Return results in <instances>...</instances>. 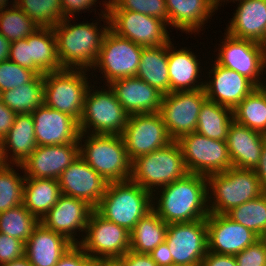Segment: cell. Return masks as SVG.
<instances>
[{"label":"cell","mask_w":266,"mask_h":266,"mask_svg":"<svg viewBox=\"0 0 266 266\" xmlns=\"http://www.w3.org/2000/svg\"><path fill=\"white\" fill-rule=\"evenodd\" d=\"M211 81H205L207 100L234 109L257 86L238 72L218 65L209 70ZM211 74L213 76H211Z\"/></svg>","instance_id":"obj_22"},{"label":"cell","mask_w":266,"mask_h":266,"mask_svg":"<svg viewBox=\"0 0 266 266\" xmlns=\"http://www.w3.org/2000/svg\"><path fill=\"white\" fill-rule=\"evenodd\" d=\"M30 61L43 73L60 71L63 68L57 55L56 35L51 27H40L27 38Z\"/></svg>","instance_id":"obj_32"},{"label":"cell","mask_w":266,"mask_h":266,"mask_svg":"<svg viewBox=\"0 0 266 266\" xmlns=\"http://www.w3.org/2000/svg\"><path fill=\"white\" fill-rule=\"evenodd\" d=\"M108 10H129L161 19L168 25L165 0H109Z\"/></svg>","instance_id":"obj_42"},{"label":"cell","mask_w":266,"mask_h":266,"mask_svg":"<svg viewBox=\"0 0 266 266\" xmlns=\"http://www.w3.org/2000/svg\"><path fill=\"white\" fill-rule=\"evenodd\" d=\"M94 262L78 244H74L56 266H91Z\"/></svg>","instance_id":"obj_47"},{"label":"cell","mask_w":266,"mask_h":266,"mask_svg":"<svg viewBox=\"0 0 266 266\" xmlns=\"http://www.w3.org/2000/svg\"><path fill=\"white\" fill-rule=\"evenodd\" d=\"M0 266H32V265L30 264V262L28 261V259L24 255L19 259H16V260L9 262V263L2 264Z\"/></svg>","instance_id":"obj_55"},{"label":"cell","mask_w":266,"mask_h":266,"mask_svg":"<svg viewBox=\"0 0 266 266\" xmlns=\"http://www.w3.org/2000/svg\"><path fill=\"white\" fill-rule=\"evenodd\" d=\"M105 86L108 90L101 88L94 91V85L89 87L79 121L80 134L121 135L124 131L129 114L109 85Z\"/></svg>","instance_id":"obj_7"},{"label":"cell","mask_w":266,"mask_h":266,"mask_svg":"<svg viewBox=\"0 0 266 266\" xmlns=\"http://www.w3.org/2000/svg\"><path fill=\"white\" fill-rule=\"evenodd\" d=\"M73 245L64 235L39 222L25 243V256L32 266H56Z\"/></svg>","instance_id":"obj_24"},{"label":"cell","mask_w":266,"mask_h":266,"mask_svg":"<svg viewBox=\"0 0 266 266\" xmlns=\"http://www.w3.org/2000/svg\"><path fill=\"white\" fill-rule=\"evenodd\" d=\"M58 182L62 195L84 200L94 209L108 185L80 156L61 173Z\"/></svg>","instance_id":"obj_19"},{"label":"cell","mask_w":266,"mask_h":266,"mask_svg":"<svg viewBox=\"0 0 266 266\" xmlns=\"http://www.w3.org/2000/svg\"><path fill=\"white\" fill-rule=\"evenodd\" d=\"M149 255L158 266L173 265V258L170 253L169 245L166 241L159 244L151 253H149Z\"/></svg>","instance_id":"obj_51"},{"label":"cell","mask_w":266,"mask_h":266,"mask_svg":"<svg viewBox=\"0 0 266 266\" xmlns=\"http://www.w3.org/2000/svg\"><path fill=\"white\" fill-rule=\"evenodd\" d=\"M2 140L6 162L22 164L37 147L32 115L17 114L13 126ZM9 151H12L11 156Z\"/></svg>","instance_id":"obj_29"},{"label":"cell","mask_w":266,"mask_h":266,"mask_svg":"<svg viewBox=\"0 0 266 266\" xmlns=\"http://www.w3.org/2000/svg\"><path fill=\"white\" fill-rule=\"evenodd\" d=\"M107 14L109 28L139 46H160L171 40L167 24L161 19L129 10H108Z\"/></svg>","instance_id":"obj_16"},{"label":"cell","mask_w":266,"mask_h":266,"mask_svg":"<svg viewBox=\"0 0 266 266\" xmlns=\"http://www.w3.org/2000/svg\"><path fill=\"white\" fill-rule=\"evenodd\" d=\"M225 35L215 62L247 77L257 87L265 86L259 77L261 72L266 73V50L263 45L253 40L232 37L227 32Z\"/></svg>","instance_id":"obj_12"},{"label":"cell","mask_w":266,"mask_h":266,"mask_svg":"<svg viewBox=\"0 0 266 266\" xmlns=\"http://www.w3.org/2000/svg\"><path fill=\"white\" fill-rule=\"evenodd\" d=\"M111 264L112 266H158L149 254L137 253L131 250Z\"/></svg>","instance_id":"obj_48"},{"label":"cell","mask_w":266,"mask_h":266,"mask_svg":"<svg viewBox=\"0 0 266 266\" xmlns=\"http://www.w3.org/2000/svg\"><path fill=\"white\" fill-rule=\"evenodd\" d=\"M86 73L87 70L84 69H62L45 73L44 104L74 117L79 122L90 87Z\"/></svg>","instance_id":"obj_8"},{"label":"cell","mask_w":266,"mask_h":266,"mask_svg":"<svg viewBox=\"0 0 266 266\" xmlns=\"http://www.w3.org/2000/svg\"><path fill=\"white\" fill-rule=\"evenodd\" d=\"M16 115L0 100V137L2 139L13 126Z\"/></svg>","instance_id":"obj_52"},{"label":"cell","mask_w":266,"mask_h":266,"mask_svg":"<svg viewBox=\"0 0 266 266\" xmlns=\"http://www.w3.org/2000/svg\"><path fill=\"white\" fill-rule=\"evenodd\" d=\"M225 215L259 236L266 229V193L231 209Z\"/></svg>","instance_id":"obj_39"},{"label":"cell","mask_w":266,"mask_h":266,"mask_svg":"<svg viewBox=\"0 0 266 266\" xmlns=\"http://www.w3.org/2000/svg\"><path fill=\"white\" fill-rule=\"evenodd\" d=\"M91 266H112L109 262H94Z\"/></svg>","instance_id":"obj_59"},{"label":"cell","mask_w":266,"mask_h":266,"mask_svg":"<svg viewBox=\"0 0 266 266\" xmlns=\"http://www.w3.org/2000/svg\"><path fill=\"white\" fill-rule=\"evenodd\" d=\"M168 224L152 209L144 215L130 232V250L151 253L165 241Z\"/></svg>","instance_id":"obj_33"},{"label":"cell","mask_w":266,"mask_h":266,"mask_svg":"<svg viewBox=\"0 0 266 266\" xmlns=\"http://www.w3.org/2000/svg\"><path fill=\"white\" fill-rule=\"evenodd\" d=\"M263 45V47L265 48L266 50V36H265V40L261 43Z\"/></svg>","instance_id":"obj_61"},{"label":"cell","mask_w":266,"mask_h":266,"mask_svg":"<svg viewBox=\"0 0 266 266\" xmlns=\"http://www.w3.org/2000/svg\"><path fill=\"white\" fill-rule=\"evenodd\" d=\"M79 143L80 157L108 183L130 179L132 161L121 135L80 134Z\"/></svg>","instance_id":"obj_4"},{"label":"cell","mask_w":266,"mask_h":266,"mask_svg":"<svg viewBox=\"0 0 266 266\" xmlns=\"http://www.w3.org/2000/svg\"><path fill=\"white\" fill-rule=\"evenodd\" d=\"M136 77L163 94L170 93L168 43L160 46L143 47Z\"/></svg>","instance_id":"obj_30"},{"label":"cell","mask_w":266,"mask_h":266,"mask_svg":"<svg viewBox=\"0 0 266 266\" xmlns=\"http://www.w3.org/2000/svg\"><path fill=\"white\" fill-rule=\"evenodd\" d=\"M61 195L58 180L26 177L22 204L31 214L41 220L57 203Z\"/></svg>","instance_id":"obj_31"},{"label":"cell","mask_w":266,"mask_h":266,"mask_svg":"<svg viewBox=\"0 0 266 266\" xmlns=\"http://www.w3.org/2000/svg\"><path fill=\"white\" fill-rule=\"evenodd\" d=\"M40 220L23 204L0 213V233L7 234L26 243Z\"/></svg>","instance_id":"obj_37"},{"label":"cell","mask_w":266,"mask_h":266,"mask_svg":"<svg viewBox=\"0 0 266 266\" xmlns=\"http://www.w3.org/2000/svg\"><path fill=\"white\" fill-rule=\"evenodd\" d=\"M8 8V9H7ZM0 10V33L10 42L25 39L40 28L16 4Z\"/></svg>","instance_id":"obj_38"},{"label":"cell","mask_w":266,"mask_h":266,"mask_svg":"<svg viewBox=\"0 0 266 266\" xmlns=\"http://www.w3.org/2000/svg\"><path fill=\"white\" fill-rule=\"evenodd\" d=\"M11 164L0 167V213L22 204L25 176Z\"/></svg>","instance_id":"obj_41"},{"label":"cell","mask_w":266,"mask_h":266,"mask_svg":"<svg viewBox=\"0 0 266 266\" xmlns=\"http://www.w3.org/2000/svg\"><path fill=\"white\" fill-rule=\"evenodd\" d=\"M143 47L117 35L110 28L105 33L97 60L93 65L110 84L120 78L136 77Z\"/></svg>","instance_id":"obj_11"},{"label":"cell","mask_w":266,"mask_h":266,"mask_svg":"<svg viewBox=\"0 0 266 266\" xmlns=\"http://www.w3.org/2000/svg\"><path fill=\"white\" fill-rule=\"evenodd\" d=\"M208 251L220 255H237L258 240V235L225 214L209 213L206 218Z\"/></svg>","instance_id":"obj_18"},{"label":"cell","mask_w":266,"mask_h":266,"mask_svg":"<svg viewBox=\"0 0 266 266\" xmlns=\"http://www.w3.org/2000/svg\"><path fill=\"white\" fill-rule=\"evenodd\" d=\"M258 237H259L258 240L263 244L266 250V229L263 230Z\"/></svg>","instance_id":"obj_57"},{"label":"cell","mask_w":266,"mask_h":266,"mask_svg":"<svg viewBox=\"0 0 266 266\" xmlns=\"http://www.w3.org/2000/svg\"><path fill=\"white\" fill-rule=\"evenodd\" d=\"M38 74L9 59L0 62V92L31 82Z\"/></svg>","instance_id":"obj_43"},{"label":"cell","mask_w":266,"mask_h":266,"mask_svg":"<svg viewBox=\"0 0 266 266\" xmlns=\"http://www.w3.org/2000/svg\"><path fill=\"white\" fill-rule=\"evenodd\" d=\"M94 208L84 200L61 195L57 203L40 220L46 228L64 235L73 244L78 231H86V226ZM78 230V231H77ZM77 240V241H76Z\"/></svg>","instance_id":"obj_21"},{"label":"cell","mask_w":266,"mask_h":266,"mask_svg":"<svg viewBox=\"0 0 266 266\" xmlns=\"http://www.w3.org/2000/svg\"><path fill=\"white\" fill-rule=\"evenodd\" d=\"M61 2V10H62V18L68 19L75 16L77 12L90 9L97 0H60ZM90 7V8H89ZM75 13V14H74Z\"/></svg>","instance_id":"obj_49"},{"label":"cell","mask_w":266,"mask_h":266,"mask_svg":"<svg viewBox=\"0 0 266 266\" xmlns=\"http://www.w3.org/2000/svg\"><path fill=\"white\" fill-rule=\"evenodd\" d=\"M233 120L266 135V85L256 87L233 109Z\"/></svg>","instance_id":"obj_36"},{"label":"cell","mask_w":266,"mask_h":266,"mask_svg":"<svg viewBox=\"0 0 266 266\" xmlns=\"http://www.w3.org/2000/svg\"><path fill=\"white\" fill-rule=\"evenodd\" d=\"M152 198V193L130 179L109 182L94 210L105 220L131 232L136 223L153 209Z\"/></svg>","instance_id":"obj_3"},{"label":"cell","mask_w":266,"mask_h":266,"mask_svg":"<svg viewBox=\"0 0 266 266\" xmlns=\"http://www.w3.org/2000/svg\"><path fill=\"white\" fill-rule=\"evenodd\" d=\"M235 258L238 266H266V250L259 240L235 255Z\"/></svg>","instance_id":"obj_45"},{"label":"cell","mask_w":266,"mask_h":266,"mask_svg":"<svg viewBox=\"0 0 266 266\" xmlns=\"http://www.w3.org/2000/svg\"><path fill=\"white\" fill-rule=\"evenodd\" d=\"M229 24L226 32L230 36L262 43L266 36V0H239Z\"/></svg>","instance_id":"obj_26"},{"label":"cell","mask_w":266,"mask_h":266,"mask_svg":"<svg viewBox=\"0 0 266 266\" xmlns=\"http://www.w3.org/2000/svg\"><path fill=\"white\" fill-rule=\"evenodd\" d=\"M233 122V109L206 100L201 106L195 132L210 139L226 141Z\"/></svg>","instance_id":"obj_34"},{"label":"cell","mask_w":266,"mask_h":266,"mask_svg":"<svg viewBox=\"0 0 266 266\" xmlns=\"http://www.w3.org/2000/svg\"><path fill=\"white\" fill-rule=\"evenodd\" d=\"M11 42L0 33V62L8 60Z\"/></svg>","instance_id":"obj_54"},{"label":"cell","mask_w":266,"mask_h":266,"mask_svg":"<svg viewBox=\"0 0 266 266\" xmlns=\"http://www.w3.org/2000/svg\"><path fill=\"white\" fill-rule=\"evenodd\" d=\"M37 146L79 143V122L72 116L45 104L31 113Z\"/></svg>","instance_id":"obj_20"},{"label":"cell","mask_w":266,"mask_h":266,"mask_svg":"<svg viewBox=\"0 0 266 266\" xmlns=\"http://www.w3.org/2000/svg\"><path fill=\"white\" fill-rule=\"evenodd\" d=\"M168 25L188 32H198L215 11L211 0H165ZM203 25V26H202Z\"/></svg>","instance_id":"obj_28"},{"label":"cell","mask_w":266,"mask_h":266,"mask_svg":"<svg viewBox=\"0 0 266 266\" xmlns=\"http://www.w3.org/2000/svg\"><path fill=\"white\" fill-rule=\"evenodd\" d=\"M265 140L266 135L233 120L226 138L232 167L254 170L259 164Z\"/></svg>","instance_id":"obj_25"},{"label":"cell","mask_w":266,"mask_h":266,"mask_svg":"<svg viewBox=\"0 0 266 266\" xmlns=\"http://www.w3.org/2000/svg\"><path fill=\"white\" fill-rule=\"evenodd\" d=\"M207 100L205 89L170 92L163 95L160 114L173 141L195 132L201 106Z\"/></svg>","instance_id":"obj_13"},{"label":"cell","mask_w":266,"mask_h":266,"mask_svg":"<svg viewBox=\"0 0 266 266\" xmlns=\"http://www.w3.org/2000/svg\"><path fill=\"white\" fill-rule=\"evenodd\" d=\"M257 175L263 193H266V140L262 146V153L259 164L254 169Z\"/></svg>","instance_id":"obj_53"},{"label":"cell","mask_w":266,"mask_h":266,"mask_svg":"<svg viewBox=\"0 0 266 266\" xmlns=\"http://www.w3.org/2000/svg\"><path fill=\"white\" fill-rule=\"evenodd\" d=\"M107 2V3H106ZM100 14L108 26L98 28V22L74 23L71 18L63 19L53 30L56 35L57 55L63 69H84L90 71L101 49L103 37L109 29L108 4ZM97 25V26H96Z\"/></svg>","instance_id":"obj_2"},{"label":"cell","mask_w":266,"mask_h":266,"mask_svg":"<svg viewBox=\"0 0 266 266\" xmlns=\"http://www.w3.org/2000/svg\"><path fill=\"white\" fill-rule=\"evenodd\" d=\"M1 101L16 114H31L44 104L43 75L31 82L1 92Z\"/></svg>","instance_id":"obj_35"},{"label":"cell","mask_w":266,"mask_h":266,"mask_svg":"<svg viewBox=\"0 0 266 266\" xmlns=\"http://www.w3.org/2000/svg\"><path fill=\"white\" fill-rule=\"evenodd\" d=\"M38 26L53 27L63 20L60 0H15Z\"/></svg>","instance_id":"obj_40"},{"label":"cell","mask_w":266,"mask_h":266,"mask_svg":"<svg viewBox=\"0 0 266 266\" xmlns=\"http://www.w3.org/2000/svg\"><path fill=\"white\" fill-rule=\"evenodd\" d=\"M8 162H6L5 158H4V153H3V140L0 137V167L7 165Z\"/></svg>","instance_id":"obj_56"},{"label":"cell","mask_w":266,"mask_h":266,"mask_svg":"<svg viewBox=\"0 0 266 266\" xmlns=\"http://www.w3.org/2000/svg\"><path fill=\"white\" fill-rule=\"evenodd\" d=\"M106 85L129 115L160 112L164 94L142 79L120 78Z\"/></svg>","instance_id":"obj_23"},{"label":"cell","mask_w":266,"mask_h":266,"mask_svg":"<svg viewBox=\"0 0 266 266\" xmlns=\"http://www.w3.org/2000/svg\"><path fill=\"white\" fill-rule=\"evenodd\" d=\"M9 0H0V10L5 9L6 6H8Z\"/></svg>","instance_id":"obj_60"},{"label":"cell","mask_w":266,"mask_h":266,"mask_svg":"<svg viewBox=\"0 0 266 266\" xmlns=\"http://www.w3.org/2000/svg\"><path fill=\"white\" fill-rule=\"evenodd\" d=\"M11 62L24 68L35 71L38 75H44L31 61L27 39L11 42L9 58Z\"/></svg>","instance_id":"obj_46"},{"label":"cell","mask_w":266,"mask_h":266,"mask_svg":"<svg viewBox=\"0 0 266 266\" xmlns=\"http://www.w3.org/2000/svg\"><path fill=\"white\" fill-rule=\"evenodd\" d=\"M222 1L225 2V0H211V3H212V5H213V7L215 8V10L218 9V6H219V5L221 6V3H220V2H222ZM226 1H228V0H226ZM230 1H232V0H230ZM234 1H239V0H233V2H234Z\"/></svg>","instance_id":"obj_58"},{"label":"cell","mask_w":266,"mask_h":266,"mask_svg":"<svg viewBox=\"0 0 266 266\" xmlns=\"http://www.w3.org/2000/svg\"><path fill=\"white\" fill-rule=\"evenodd\" d=\"M187 173L181 147L177 141H172L132 160L130 180L155 196V189L171 184Z\"/></svg>","instance_id":"obj_5"},{"label":"cell","mask_w":266,"mask_h":266,"mask_svg":"<svg viewBox=\"0 0 266 266\" xmlns=\"http://www.w3.org/2000/svg\"><path fill=\"white\" fill-rule=\"evenodd\" d=\"M207 180L208 194L212 192L214 196L208 195L209 213L226 214L263 194L259 179L252 169L231 167L224 172L208 175Z\"/></svg>","instance_id":"obj_6"},{"label":"cell","mask_w":266,"mask_h":266,"mask_svg":"<svg viewBox=\"0 0 266 266\" xmlns=\"http://www.w3.org/2000/svg\"><path fill=\"white\" fill-rule=\"evenodd\" d=\"M80 143L37 146L22 164L16 167L24 170L30 178L58 180L61 173L80 156Z\"/></svg>","instance_id":"obj_17"},{"label":"cell","mask_w":266,"mask_h":266,"mask_svg":"<svg viewBox=\"0 0 266 266\" xmlns=\"http://www.w3.org/2000/svg\"><path fill=\"white\" fill-rule=\"evenodd\" d=\"M200 266H238V264L233 255H220L208 251Z\"/></svg>","instance_id":"obj_50"},{"label":"cell","mask_w":266,"mask_h":266,"mask_svg":"<svg viewBox=\"0 0 266 266\" xmlns=\"http://www.w3.org/2000/svg\"><path fill=\"white\" fill-rule=\"evenodd\" d=\"M165 241L173 265L200 266L208 252L206 219L168 224Z\"/></svg>","instance_id":"obj_15"},{"label":"cell","mask_w":266,"mask_h":266,"mask_svg":"<svg viewBox=\"0 0 266 266\" xmlns=\"http://www.w3.org/2000/svg\"><path fill=\"white\" fill-rule=\"evenodd\" d=\"M200 62L192 51H175L171 40L168 42V69L170 92L195 91L203 89L205 82H198ZM196 83V84H195Z\"/></svg>","instance_id":"obj_27"},{"label":"cell","mask_w":266,"mask_h":266,"mask_svg":"<svg viewBox=\"0 0 266 266\" xmlns=\"http://www.w3.org/2000/svg\"><path fill=\"white\" fill-rule=\"evenodd\" d=\"M121 136L131 161L173 141L160 112L129 115Z\"/></svg>","instance_id":"obj_14"},{"label":"cell","mask_w":266,"mask_h":266,"mask_svg":"<svg viewBox=\"0 0 266 266\" xmlns=\"http://www.w3.org/2000/svg\"><path fill=\"white\" fill-rule=\"evenodd\" d=\"M24 255V242L7 234L0 233V265L12 262Z\"/></svg>","instance_id":"obj_44"},{"label":"cell","mask_w":266,"mask_h":266,"mask_svg":"<svg viewBox=\"0 0 266 266\" xmlns=\"http://www.w3.org/2000/svg\"><path fill=\"white\" fill-rule=\"evenodd\" d=\"M85 233L78 245L95 262L112 263L130 250V232L105 220L95 210L89 217Z\"/></svg>","instance_id":"obj_9"},{"label":"cell","mask_w":266,"mask_h":266,"mask_svg":"<svg viewBox=\"0 0 266 266\" xmlns=\"http://www.w3.org/2000/svg\"><path fill=\"white\" fill-rule=\"evenodd\" d=\"M177 142L188 173L208 176L232 167L226 141L210 139L192 132L181 136Z\"/></svg>","instance_id":"obj_10"},{"label":"cell","mask_w":266,"mask_h":266,"mask_svg":"<svg viewBox=\"0 0 266 266\" xmlns=\"http://www.w3.org/2000/svg\"><path fill=\"white\" fill-rule=\"evenodd\" d=\"M158 193L159 198H152L153 201L158 199V203L153 202L152 207L167 224L206 219L209 215L208 180L205 175L187 173L183 178L161 187Z\"/></svg>","instance_id":"obj_1"}]
</instances>
